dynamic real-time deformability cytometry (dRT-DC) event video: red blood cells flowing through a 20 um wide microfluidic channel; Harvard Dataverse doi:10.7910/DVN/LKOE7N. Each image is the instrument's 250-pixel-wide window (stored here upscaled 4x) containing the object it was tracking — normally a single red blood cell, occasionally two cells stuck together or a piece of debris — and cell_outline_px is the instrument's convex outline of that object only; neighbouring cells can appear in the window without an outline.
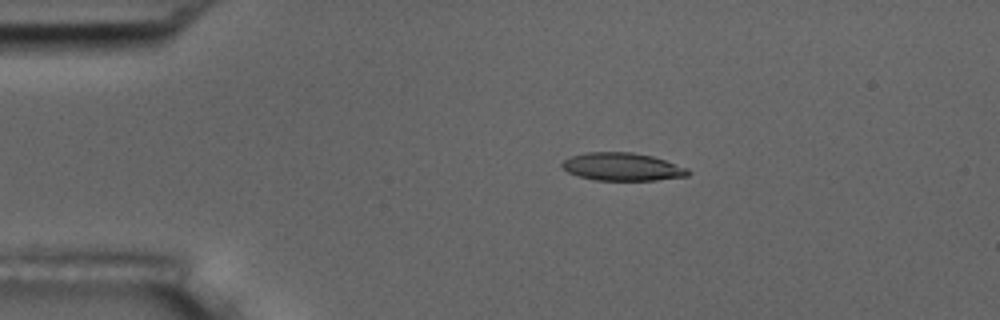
{"species": "common noctule bat (a hibernating species)", "species_latin": "Nyctalus noctula", "temperature_condition": "room temperature", "stored_images_in_passage": 8, "camera_frame_rate_fps": 3000, "um_per_image_px": 0.085, "animal": {"sex": "male", "body_mass_g": 17.5, "forearm_length_mm": 52.3}, "frame": {"image": 1, "passage_image": 3, "time_ms": 3.333, "image_size_px": [1000, 320], "cell_outline_px": [[692, 172], [688, 176], [656, 180], [596, 180], [580, 176], [568, 172], [560, 164], [564, 160], [572, 156], [588, 152], [632, 152], [652, 156], [688, 168]], "centroid_in_image_um": [52.93, 14.18], "position_along_channel_um": 32.1, "area_um2": 20.35}}
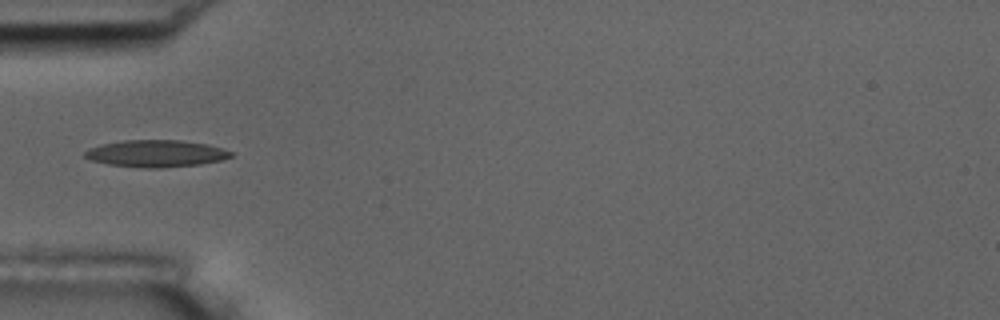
{"frame": {"image": 2, "passage_image": 5, "time_ms": 5.667, "image_size_px": [1000, 320], "cell_outline_px": [[232, 156], [220, 160], [200, 164], [160, 168], [148, 168], [108, 164], [92, 160], [84, 156], [84, 152], [100, 144], [124, 140], [180, 140], [208, 144], [232, 152]], "centroid_in_image_um": [13.26, 13.04], "position_along_channel_um": 71.7, "area_um2": 22.72}}
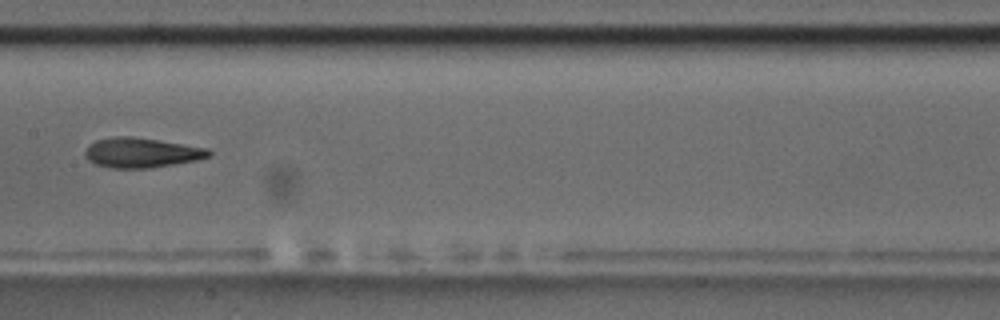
{"frame": {"image": 3, "passage_image": 8, "time_ms": 9.0, "image_size_px": [1000, 320], "cell_outline_px": [[212, 156], [200, 160], [148, 168], [112, 168], [96, 164], [88, 160], [84, 156], [84, 152], [88, 144], [96, 140], [116, 136], [132, 136], [208, 148], [212, 152]], "centroid_in_image_um": [12.03, 12.98], "position_along_channel_um": 195.4, "area_um2": 21.68}}